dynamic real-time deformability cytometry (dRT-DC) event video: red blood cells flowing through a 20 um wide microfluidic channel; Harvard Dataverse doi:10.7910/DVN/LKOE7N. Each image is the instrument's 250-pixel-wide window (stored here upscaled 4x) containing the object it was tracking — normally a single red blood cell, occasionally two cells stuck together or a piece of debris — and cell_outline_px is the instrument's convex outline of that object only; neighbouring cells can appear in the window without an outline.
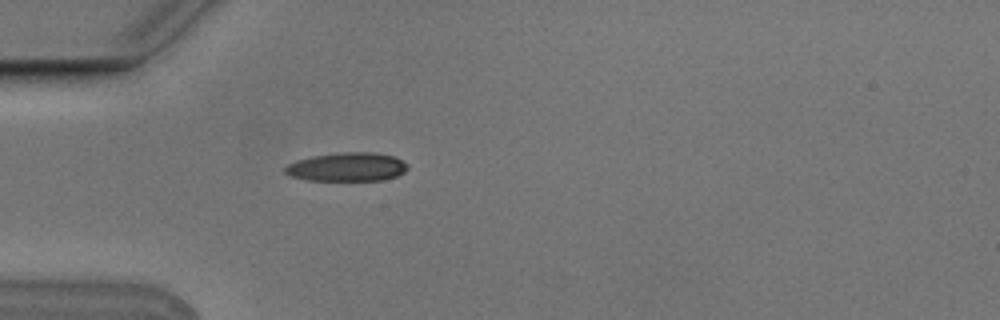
{"species": "Egyptian fruit bat (a non-hibernating species)", "species_latin": "Rousettus aegyptiacus", "temperature_condition": "cold", "stored_images_in_passage": 4, "camera_frame_rate_fps": 3000, "um_per_image_px": 0.085, "animal": {"sex": "male"}, "frame": {"image": 1, "passage_image": 4, "time_ms": 1.0, "image_size_px": [1000, 320], "cell_outline_px": [[408, 168], [404, 172], [396, 176], [380, 180], [308, 180], [292, 176], [284, 172], [284, 168], [288, 164], [296, 160], [312, 156], [340, 152], [376, 152], [396, 156], [408, 164]], "centroid_in_image_um": [29.53, 14.17], "position_along_channel_um": 55.5, "area_um2": 20.58}}